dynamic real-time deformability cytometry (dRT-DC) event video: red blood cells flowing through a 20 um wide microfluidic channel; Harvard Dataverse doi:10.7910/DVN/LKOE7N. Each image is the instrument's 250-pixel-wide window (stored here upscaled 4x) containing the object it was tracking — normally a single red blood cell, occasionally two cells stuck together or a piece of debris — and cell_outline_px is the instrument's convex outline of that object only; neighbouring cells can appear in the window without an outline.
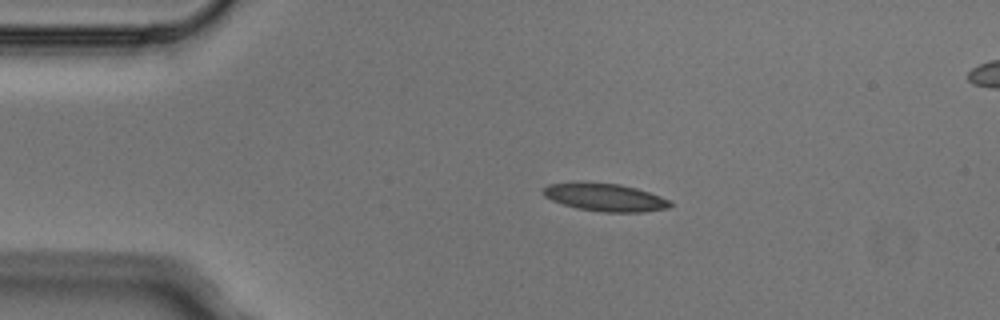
{"species": "Egyptian fruit bat (a non-hibernating species)", "species_latin": "Rousettus aegyptiacus", "temperature_condition": "cold", "stored_images_in_passage": 3, "segment_of_instrument_passage": [1, 2], "camera_frame_rate_fps": 3000, "um_per_image_px": 0.085, "animal": {"sex": "male"}, "frame": {"image": 1, "passage_image": 1, "time_ms": 0.0, "image_size_px": [1000, 320], "cell_outline_px": [[672, 204], [668, 208], [640, 212], [600, 212], [576, 208], [552, 200], [544, 196], [540, 192], [548, 184], [580, 180], [620, 184], [636, 188], [660, 196], [668, 200]], "centroid_in_image_um": [51.35, 16.74], "position_along_channel_um": 33.7, "area_um2": 20.92}}